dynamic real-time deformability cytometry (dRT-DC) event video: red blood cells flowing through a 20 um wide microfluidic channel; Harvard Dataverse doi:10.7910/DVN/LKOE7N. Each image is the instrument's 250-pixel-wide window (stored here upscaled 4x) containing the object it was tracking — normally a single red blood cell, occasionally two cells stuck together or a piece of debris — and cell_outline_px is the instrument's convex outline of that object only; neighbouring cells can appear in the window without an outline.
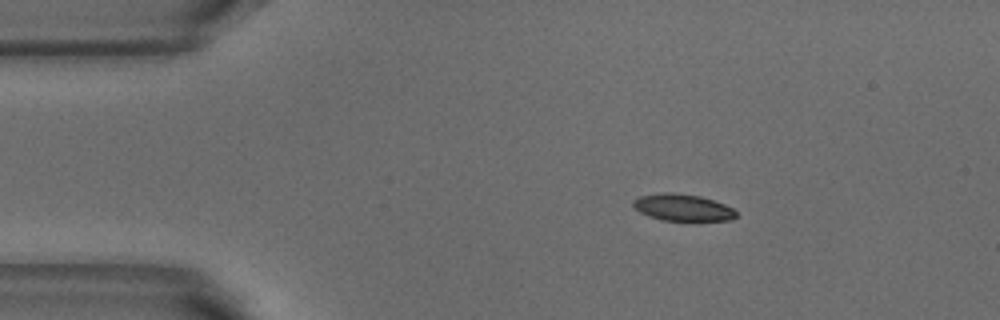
{"species": "common noctule bat (a hibernating species)", "species_latin": "Nyctalus noctula", "temperature_condition": "warm", "stored_images_in_passage": 4, "segment_of_instrument_passage": [1, 2], "camera_frame_rate_fps": 3000, "um_per_image_px": 0.085, "animal": {"sex": "male", "body_mass_g": 18.8}, "frame": {"image": 1, "passage_image": 2, "time_ms": 0.333, "image_size_px": [1000, 320], "cell_outline_px": [[736, 216], [732, 220], [692, 224], [660, 220], [648, 216], [640, 212], [632, 204], [632, 200], [640, 196], [664, 192], [676, 192], [700, 196], [724, 204], [732, 208], [736, 212]], "centroid_in_image_um": [58.06, 17.7], "position_along_channel_um": 26.9, "area_um2": 17.05}}